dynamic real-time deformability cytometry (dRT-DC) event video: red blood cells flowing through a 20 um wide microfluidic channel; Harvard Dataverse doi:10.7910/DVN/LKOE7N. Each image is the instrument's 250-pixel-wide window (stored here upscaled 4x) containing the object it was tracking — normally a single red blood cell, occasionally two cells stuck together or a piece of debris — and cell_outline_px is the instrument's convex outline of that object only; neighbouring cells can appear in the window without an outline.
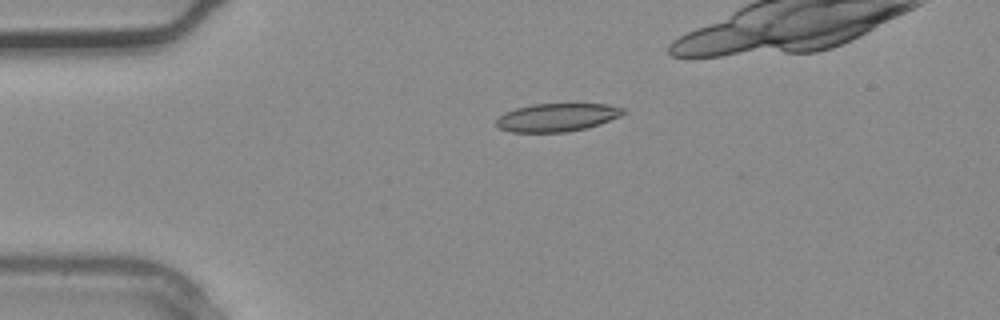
{"species": "common noctule bat (a hibernating species)", "species_latin": "Nyctalus noctula", "temperature_condition": "warm", "stored_images_in_passage": 2, "camera_frame_rate_fps": 3000, "um_per_image_px": 0.085, "animal": {"sex": "male", "body_mass_g": 20.4}, "frame": {"image": 1, "passage_image": 2, "time_ms": 0.333, "image_size_px": [1000, 320], "cell_outline_px": [[624, 112], [620, 116], [600, 124], [584, 128], [564, 132], [512, 132], [500, 128], [496, 124], [496, 120], [504, 112], [516, 108], [532, 104], [608, 104], [624, 108]], "centroid_in_image_um": [47.33, 9.97], "position_along_channel_um": 37.7, "area_um2": 20.63}}